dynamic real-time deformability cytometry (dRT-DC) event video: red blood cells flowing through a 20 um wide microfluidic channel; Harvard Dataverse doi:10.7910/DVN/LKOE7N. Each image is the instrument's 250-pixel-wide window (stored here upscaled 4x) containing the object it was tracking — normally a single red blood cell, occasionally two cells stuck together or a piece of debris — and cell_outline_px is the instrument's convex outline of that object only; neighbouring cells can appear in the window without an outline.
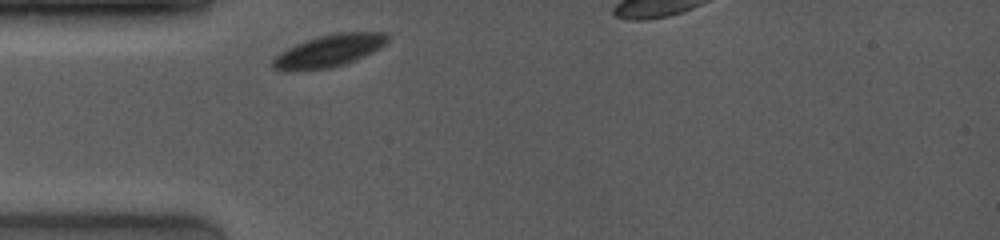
{"species": "common noctule bat (a hibernating species)", "species_latin": "Nyctalus noctula", "temperature_condition": "room temperature", "stored_images_in_passage": 28, "camera_frame_rate_fps": 4000, "um_per_image_px": 0.085, "animal": {"sex": "female", "body_mass_g": 19.0, "forearm_length_mm": 53.3}, "frame": {"image": 1, "passage_image": 1, "time_ms": 0.0, "image_size_px": [1000, 240], "cell_outline_px": [[388, 40], [380, 48], [356, 60], [332, 68], [300, 72], [284, 72], [272, 68], [272, 60], [280, 52], [304, 40], [336, 32], [384, 32], [388, 36]], "centroid_in_image_um": [27.91, 4.35], "position_along_channel_um": 57.1, "area_um2": 21.96}}
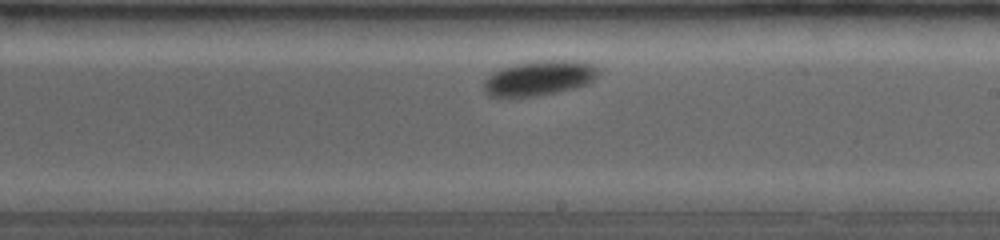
{"frame": {"image": 2, "passage_image": 18, "time_ms": 5.0, "image_size_px": [1000, 240], "cell_outline_px": [[600, 72], [588, 84], [576, 88], [540, 96], [504, 100], [500, 100], [488, 96], [484, 92], [484, 80], [488, 76], [504, 68], [516, 64], [540, 60], [576, 60], [592, 64]], "centroid_in_image_um": [45.78, 6.7], "position_along_channel_um": 243.2, "area_um2": 23.99}}
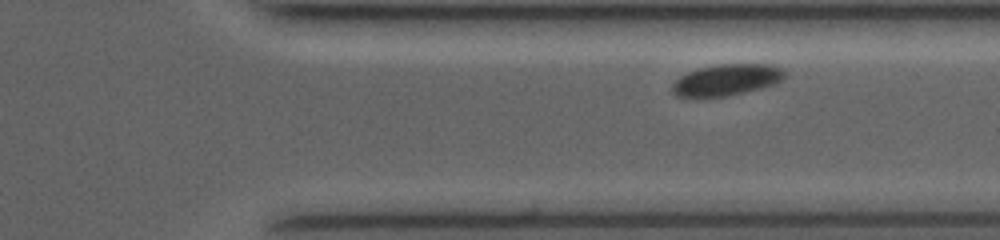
{"frame": {"image": 3, "passage_image": 28, "time_ms": 7.75, "image_size_px": [1000, 240], "cell_outline_px": [[788, 72], [776, 84], [728, 96], [700, 100], [696, 100], [676, 96], [672, 92], [672, 84], [680, 76], [688, 72], [700, 68], [716, 64], [772, 64], [784, 68]], "centroid_in_image_um": [61.72, 6.83], "position_along_channel_um": 349.7, "area_um2": 21.33}}